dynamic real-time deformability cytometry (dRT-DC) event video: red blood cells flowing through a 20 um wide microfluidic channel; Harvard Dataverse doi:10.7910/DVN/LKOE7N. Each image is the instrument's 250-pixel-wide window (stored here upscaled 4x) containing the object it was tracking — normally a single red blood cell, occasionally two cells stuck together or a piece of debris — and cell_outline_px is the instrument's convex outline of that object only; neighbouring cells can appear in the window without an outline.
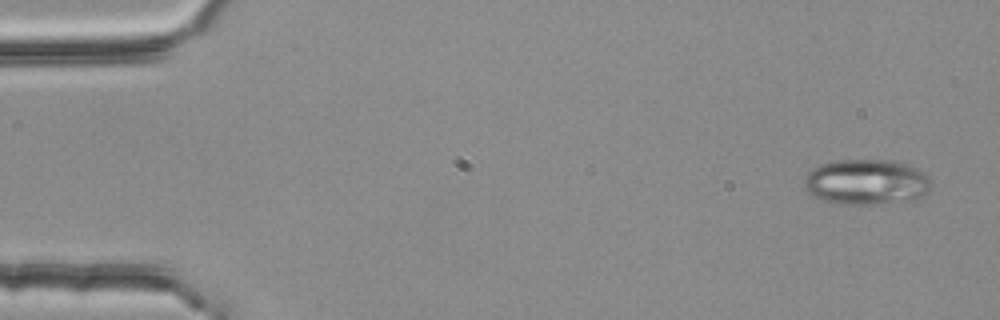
{"species": "common noctule bat (a hibernating species)", "species_latin": "Nyctalus noctula", "temperature_condition": "room temperature", "stored_images_in_passage": 3, "camera_frame_rate_fps": 3000, "um_per_image_px": 0.085, "animal": {"sex": "female", "body_mass_g": 25.1}, "frame": {"image": 1, "passage_image": 1, "time_ms": 0.0, "image_size_px": [1000, 320], "cell_outline_px": [[932, 184], [928, 192], [924, 196], [916, 200], [872, 204], [836, 204], [812, 196], [804, 188], [804, 180], [808, 172], [812, 168], [820, 164], [836, 160], [892, 160], [908, 164], [924, 172], [932, 180]], "centroid_in_image_um": [73.67, 15.47], "position_along_channel_um": 11.3, "area_um2": 34.16}}